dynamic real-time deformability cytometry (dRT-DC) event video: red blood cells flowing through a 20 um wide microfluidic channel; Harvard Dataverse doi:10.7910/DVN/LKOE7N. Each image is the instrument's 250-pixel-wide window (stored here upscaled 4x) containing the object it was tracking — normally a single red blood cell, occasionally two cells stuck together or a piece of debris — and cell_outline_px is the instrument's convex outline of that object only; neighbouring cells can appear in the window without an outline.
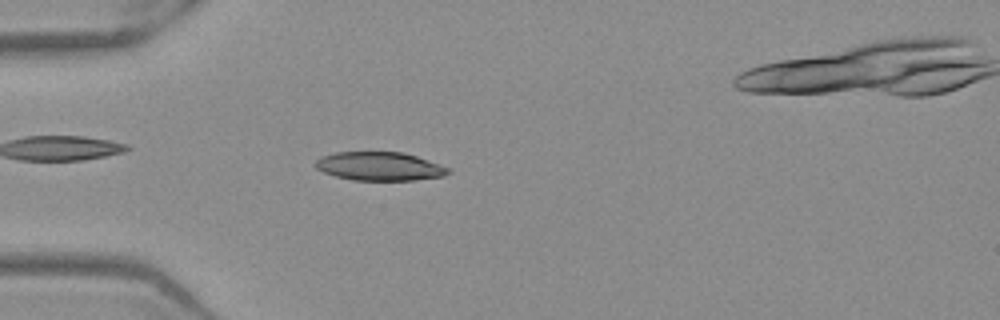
{"species": "Egyptian fruit bat (a non-hibernating species)", "species_latin": "Rousettus aegyptiacus", "temperature_condition": "warm", "stored_images_in_passage": 50, "camera_frame_rate_fps": 3000, "um_per_image_px": 0.085, "frame": {"image": 1, "passage_image": 15, "time_ms": 4.667, "image_size_px": [1000, 320], "cell_outline_px": [[452, 172], [444, 176], [416, 180], [352, 180], [336, 176], [324, 172], [316, 168], [312, 164], [320, 156], [336, 152], [404, 152], [452, 168]], "centroid_in_image_um": [32.28, 14.13], "position_along_channel_um": 52.7, "area_um2": 22.37}}
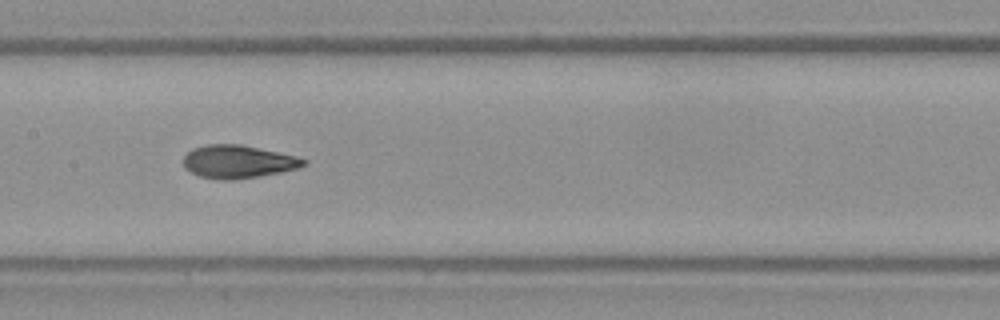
{"frame": {"image": 2, "passage_image": 26, "time_ms": 8.333, "image_size_px": [1000, 320], "cell_outline_px": [[308, 164], [300, 168], [260, 176], [232, 180], [220, 180], [200, 176], [184, 168], [184, 156], [192, 148], [208, 144], [240, 144], [296, 156], [308, 160]], "centroid_in_image_um": [20.25, 13.74], "position_along_channel_um": 187.1, "area_um2": 23.18}}
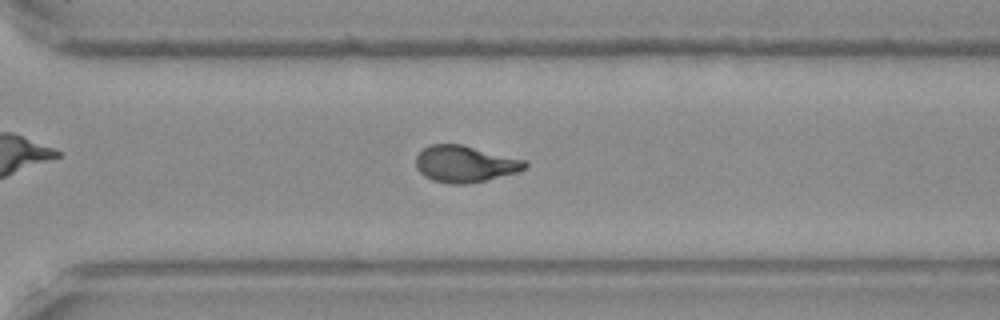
{"frame": {"image": 3, "passage_image": 37, "time_ms": 12.0, "image_size_px": [1000, 320], "cell_outline_px": [[528, 168], [516, 172], [468, 184], [448, 184], [432, 180], [424, 176], [416, 168], [416, 156], [424, 148], [432, 144], [464, 144], [528, 160]], "centroid_in_image_um": [39.55, 13.92], "position_along_channel_um": 331.1, "area_um2": 23.52}}